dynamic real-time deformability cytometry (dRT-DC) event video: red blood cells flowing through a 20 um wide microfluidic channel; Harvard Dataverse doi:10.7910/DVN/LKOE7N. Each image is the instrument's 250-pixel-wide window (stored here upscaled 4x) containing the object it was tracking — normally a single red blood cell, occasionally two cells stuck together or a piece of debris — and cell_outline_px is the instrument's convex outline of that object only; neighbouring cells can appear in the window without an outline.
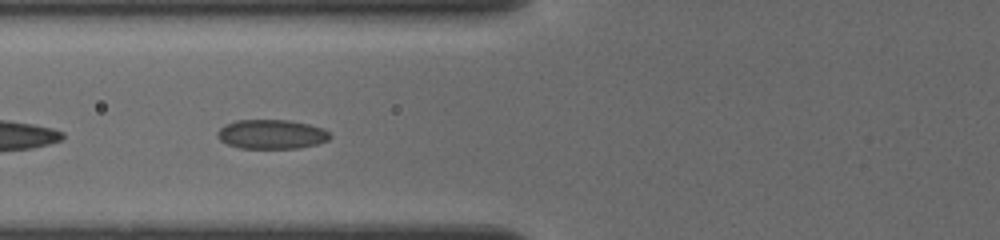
{"species": "common noctule bat (a hibernating species)", "species_latin": "Nyctalus noctula", "temperature_condition": "cold", "stored_images_in_passage": 32, "camera_frame_rate_fps": 3000, "um_per_image_px": 0.085, "animal": {"sex": "female", "body_mass_g": 19.5, "forearm_length_mm": 54.1}, "frame": {"image": 1, "passage_image": 21, "time_ms": 4.0, "image_size_px": [1000, 240], "cell_outline_px": [[332, 136], [328, 140], [316, 144], [300, 148], [240, 148], [228, 144], [220, 140], [216, 136], [216, 132], [224, 124], [236, 120], [288, 120], [308, 124], [324, 128]], "centroid_in_image_um": [23.06, 11.41], "position_along_channel_um": 102.7, "area_um2": 19.31}}
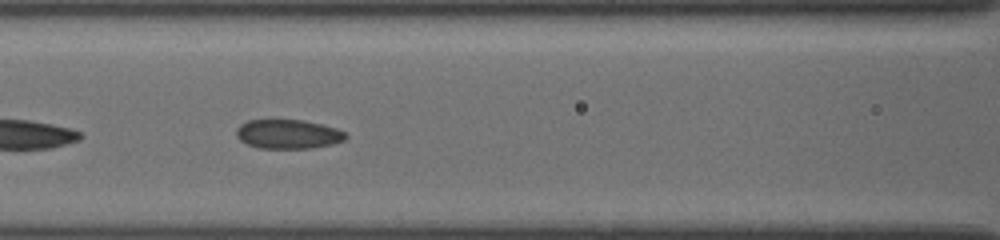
{"frame": {"image": 2, "passage_image": 28, "time_ms": 5.0, "image_size_px": [1000, 240], "cell_outline_px": [[348, 136], [344, 140], [332, 144], [312, 148], [256, 148], [240, 140], [236, 136], [236, 128], [240, 124], [248, 120], [304, 120], [336, 128], [344, 132]], "centroid_in_image_um": [24.46, 11.4], "position_along_channel_um": 142.1, "area_um2": 18.61}}